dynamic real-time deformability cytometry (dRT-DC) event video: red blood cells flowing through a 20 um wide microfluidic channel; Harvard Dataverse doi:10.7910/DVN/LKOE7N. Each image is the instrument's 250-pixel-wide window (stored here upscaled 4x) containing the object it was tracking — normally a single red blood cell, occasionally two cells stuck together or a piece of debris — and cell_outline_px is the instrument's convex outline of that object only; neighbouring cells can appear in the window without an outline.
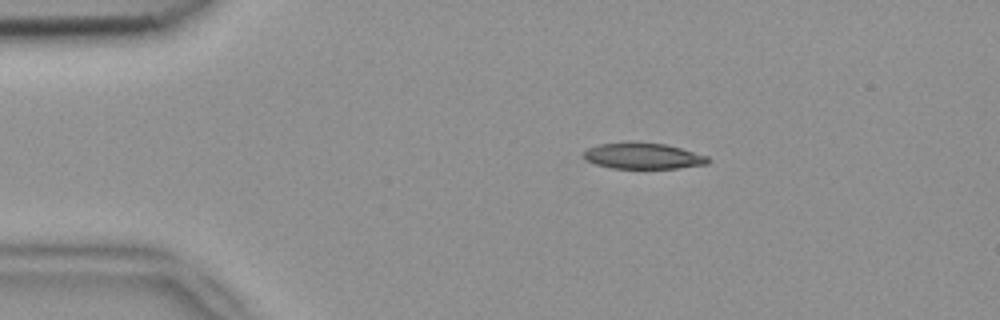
{"species": "common noctule bat (a hibernating species)", "species_latin": "Nyctalus noctula", "temperature_condition": "room temperature", "stored_images_in_passage": 6, "camera_frame_rate_fps": 3000, "um_per_image_px": 0.085, "animal": {"sex": "female", "body_mass_g": 18.4}, "frame": {"image": 1, "passage_image": 3, "time_ms": 0.667, "image_size_px": [1000, 320], "cell_outline_px": [[712, 160], [708, 164], [680, 168], [612, 168], [596, 164], [584, 160], [584, 152], [588, 148], [600, 144], [664, 144], [680, 148], [708, 156]], "centroid_in_image_um": [54.71, 13.29], "position_along_channel_um": 30.3, "area_um2": 18.26}}
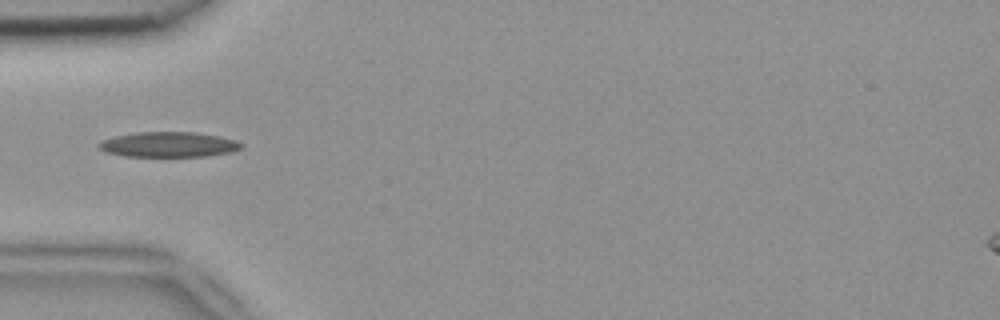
{"frame": {"image": 2, "passage_image": 5, "time_ms": 1.333, "image_size_px": [1000, 320], "cell_outline_px": [[244, 144], [240, 148], [232, 152], [204, 156], [124, 156], [104, 152], [96, 144], [100, 140], [116, 136], [136, 132], [196, 132], [220, 136], [236, 140]], "centroid_in_image_um": [14.32, 12.28], "position_along_channel_um": 70.7, "area_um2": 20.98}}